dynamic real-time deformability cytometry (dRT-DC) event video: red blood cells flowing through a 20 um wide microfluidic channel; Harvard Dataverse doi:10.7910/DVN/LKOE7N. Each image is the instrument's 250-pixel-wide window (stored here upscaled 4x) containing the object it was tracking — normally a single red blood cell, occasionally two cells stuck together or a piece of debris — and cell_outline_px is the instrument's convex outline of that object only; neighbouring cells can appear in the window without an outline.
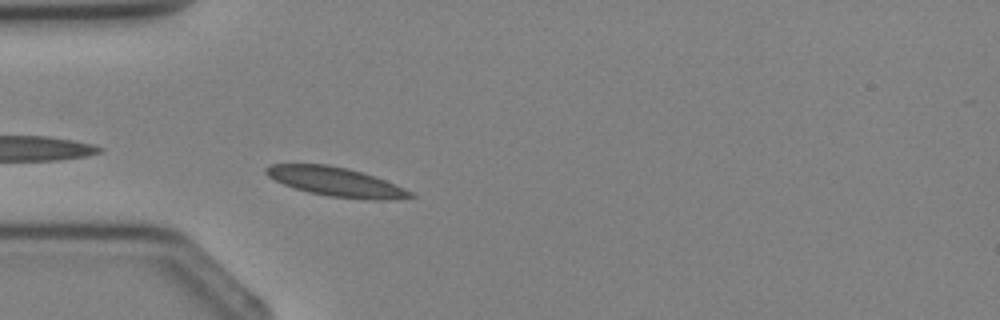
{"species": "Egyptian fruit bat (a non-hibernating species)", "species_latin": "Rousettus aegyptiacus", "temperature_condition": "cold", "stored_images_in_passage": 1, "camera_frame_rate_fps": 3000, "um_per_image_px": 0.085, "animal": {"sex": "female"}, "frame": {"image": 1, "passage_image": 1, "time_ms": 0.0, "image_size_px": [1000, 320], "cell_outline_px": [[416, 196], [396, 200], [368, 200], [328, 196], [308, 192], [284, 184], [268, 176], [264, 172], [264, 168], [272, 164], [328, 164], [376, 176], [404, 188], [412, 192]], "centroid_in_image_um": [28.59, 15.47], "position_along_channel_um": 56.4, "area_um2": 24.45}}